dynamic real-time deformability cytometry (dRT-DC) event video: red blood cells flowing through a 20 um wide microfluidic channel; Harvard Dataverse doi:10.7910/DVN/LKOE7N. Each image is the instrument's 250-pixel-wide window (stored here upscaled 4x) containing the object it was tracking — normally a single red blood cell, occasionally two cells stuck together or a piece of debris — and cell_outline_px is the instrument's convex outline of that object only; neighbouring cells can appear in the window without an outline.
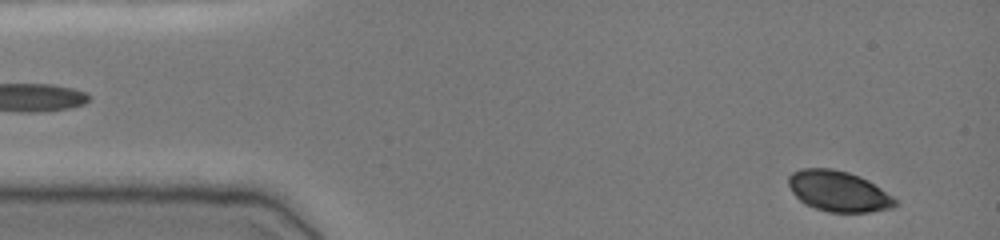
{"species": "common noctule bat (a hibernating species)", "species_latin": "Nyctalus noctula", "temperature_condition": "cold", "stored_images_in_passage": 48, "camera_frame_rate_fps": 3000, "um_per_image_px": 0.085, "animal": {"sex": "female", "body_mass_g": 19.0, "forearm_length_mm": 51.5}, "frame": {"image": 1, "passage_image": 2, "time_ms": 0.333, "image_size_px": [1000, 240], "cell_outline_px": [[900, 204], [892, 208], [868, 212], [828, 212], [804, 204], [792, 192], [788, 184], [788, 176], [792, 172], [800, 168], [832, 168], [848, 172], [860, 176], [868, 180], [892, 196]], "centroid_in_image_um": [71.26, 16.25], "position_along_channel_um": 13.7, "area_um2": 25.37}}
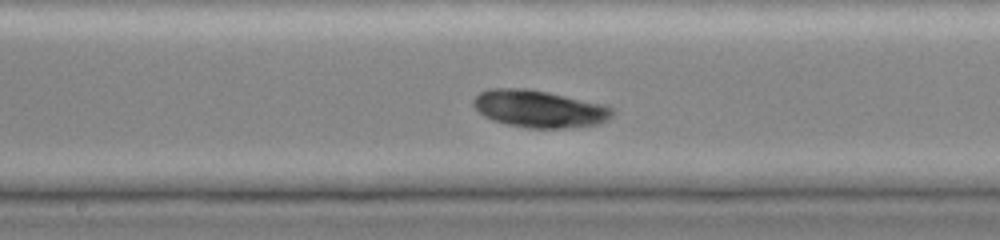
{"frame": {"image": 2, "passage_image": 24, "time_ms": 7.667, "image_size_px": [1000, 240], "cell_outline_px": [[616, 112], [608, 120], [600, 124], [572, 128], [528, 128], [508, 124], [492, 120], [484, 116], [472, 104], [472, 100], [480, 92], [488, 88], [528, 88], [548, 92], [604, 104], [612, 108]], "centroid_in_image_um": [45.86, 9.25], "position_along_channel_um": 202.3, "area_um2": 30.46}}
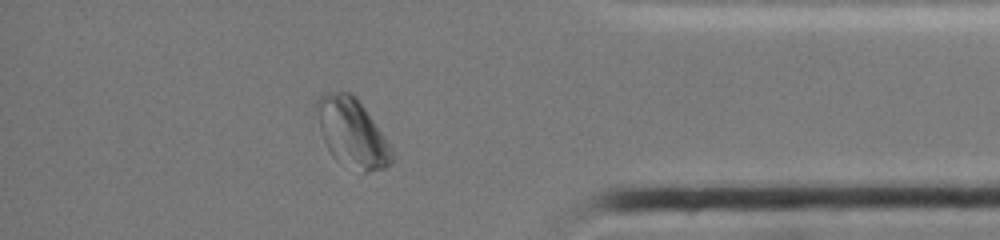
{"frame": {"image": 3, "passage_image": 41, "time_ms": 13.333, "image_size_px": [1000, 240], "cell_outline_px": [[396, 156], [392, 164], [384, 168], [368, 172], [364, 172], [336, 160], [328, 152], [320, 132], [316, 104], [316, 100], [324, 92], [352, 92], [356, 96], [384, 136], [392, 148]], "centroid_in_image_um": [29.93, 11.29], "position_along_channel_um": 405.3, "area_um2": 30.11}}